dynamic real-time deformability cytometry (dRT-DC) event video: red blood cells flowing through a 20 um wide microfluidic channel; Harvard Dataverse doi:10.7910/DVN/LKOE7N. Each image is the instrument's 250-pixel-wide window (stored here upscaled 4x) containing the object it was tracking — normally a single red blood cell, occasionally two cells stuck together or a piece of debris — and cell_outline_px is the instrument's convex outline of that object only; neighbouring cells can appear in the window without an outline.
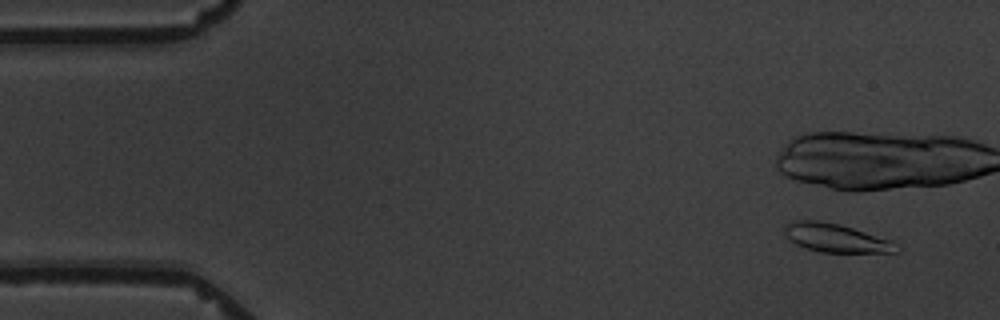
{"species": "common noctule bat (a hibernating species)", "species_latin": "Nyctalus noctula", "temperature_condition": "warm", "stored_images_in_passage": 9, "camera_frame_rate_fps": 3000, "um_per_image_px": 0.085, "animal": {"sex": "male", "body_mass_g": 19.5, "forearm_length_mm": 54.6}, "frame": {"image": 1, "passage_image": 1, "time_ms": 0.0, "image_size_px": [1000, 320], "cell_outline_px": [[900, 248], [896, 252], [820, 252], [796, 244], [784, 232], [784, 228], [792, 220], [816, 220], [840, 224], [892, 240]], "centroid_in_image_um": [71.08, 20.22], "position_along_channel_um": 13.9, "area_um2": 18.38}}